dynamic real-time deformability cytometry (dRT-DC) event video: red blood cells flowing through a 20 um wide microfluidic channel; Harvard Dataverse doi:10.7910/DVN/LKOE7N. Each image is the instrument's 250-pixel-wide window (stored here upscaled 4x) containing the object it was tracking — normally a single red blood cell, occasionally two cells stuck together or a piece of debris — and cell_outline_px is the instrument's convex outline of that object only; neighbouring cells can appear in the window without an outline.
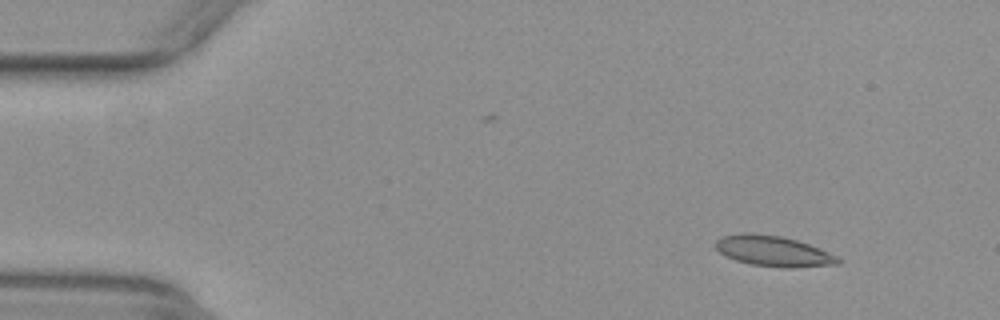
{"species": "common noctule bat (a hibernating species)", "species_latin": "Nyctalus noctula", "temperature_condition": "warm", "stored_images_in_passage": 52, "camera_frame_rate_fps": 3000, "um_per_image_px": 0.085, "animal": {"sex": "female", "body_mass_g": 29.2, "forearm_length_mm": 56.3}, "frame": {"image": 1, "passage_image": 5, "time_ms": 1.333, "image_size_px": [1000, 320], "cell_outline_px": [[844, 260], [840, 264], [792, 268], [784, 268], [752, 264], [736, 260], [724, 256], [716, 248], [716, 240], [720, 236], [740, 232], [752, 232], [780, 236], [796, 240], [820, 248]], "centroid_in_image_um": [65.73, 21.34], "position_along_channel_um": 19.3, "area_um2": 22.02}}
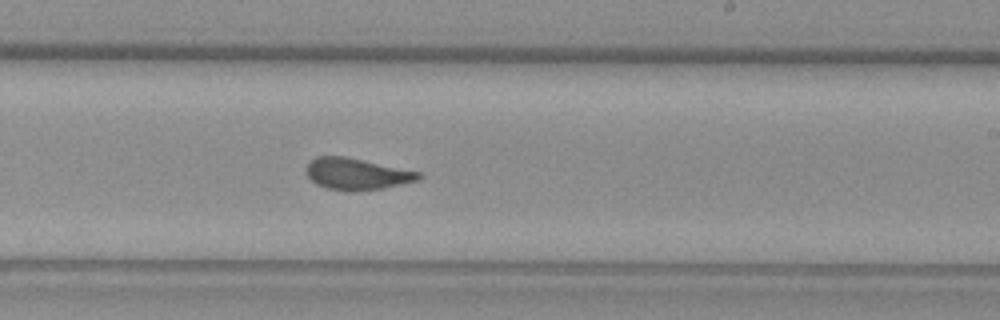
{"frame": {"image": 2, "passage_image": 31, "time_ms": 10.0, "image_size_px": [1000, 320], "cell_outline_px": [[424, 176], [420, 180], [384, 188], [356, 192], [352, 192], [324, 188], [316, 184], [304, 172], [304, 168], [316, 156], [344, 156], [420, 172]], "centroid_in_image_um": [30.31, 14.8], "position_along_channel_um": 258.7, "area_um2": 20.92}}
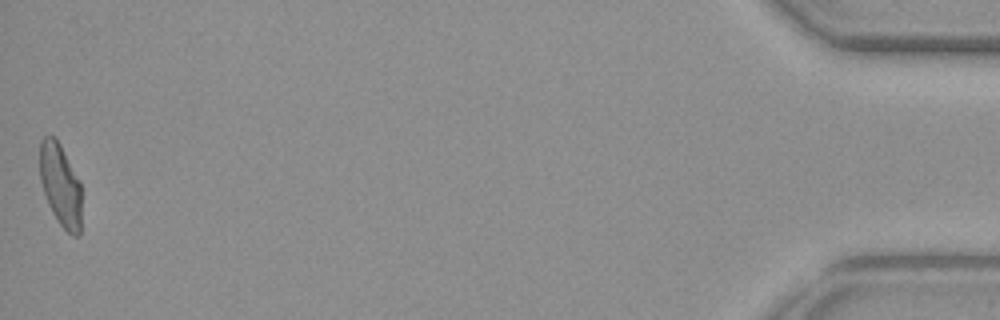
{"frame": {"image": 3, "passage_image": 52, "time_ms": 17.0, "image_size_px": [1000, 320], "cell_outline_px": [[80, 236], [72, 236], [56, 220], [48, 204], [40, 180], [40, 140], [44, 136], [52, 136], [60, 144], [80, 180]], "centroid_in_image_um": [5.13, 15.73], "position_along_channel_um": 430.1, "area_um2": 20.0}, "authors_computed_cell_mechanics": {"area_um2": 20.8947, "velocity_mm_per_s": 3.895, "shape_relaxation_time_tau1_ms": 11.2022, "shape_relaxation_time_tau2_ms": 1.0389, "deformation_change_tau1": 0.2399, "deformation_change_tau2": 0.0675}}